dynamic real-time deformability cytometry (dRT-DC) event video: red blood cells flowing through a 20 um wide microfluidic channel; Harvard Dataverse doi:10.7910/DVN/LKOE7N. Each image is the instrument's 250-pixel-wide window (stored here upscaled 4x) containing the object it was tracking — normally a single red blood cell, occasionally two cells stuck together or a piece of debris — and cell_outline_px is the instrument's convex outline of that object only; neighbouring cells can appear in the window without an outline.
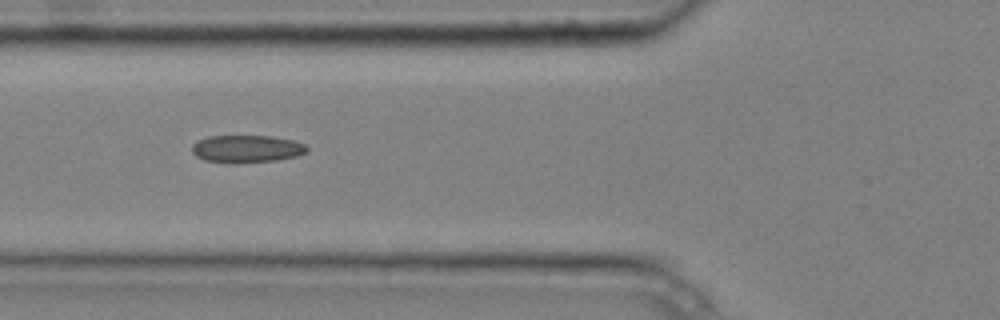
{"species": "common noctule bat (a hibernating species)", "species_latin": "Nyctalus noctula", "temperature_condition": "cold", "stored_images_in_passage": 8, "camera_frame_rate_fps": 3000, "um_per_image_px": 0.085, "animal": {"sex": "male", "body_mass_g": 20.4}, "frame": {"image": 1, "passage_image": 4, "time_ms": 1.0, "image_size_px": [1000, 320], "cell_outline_px": [[308, 152], [296, 156], [276, 160], [240, 164], [232, 164], [204, 160], [196, 156], [192, 152], [192, 144], [196, 140], [208, 136], [272, 136], [292, 140], [304, 144], [308, 148]], "centroid_in_image_um": [20.93, 12.66], "position_along_channel_um": 104.9, "area_um2": 18.73}}
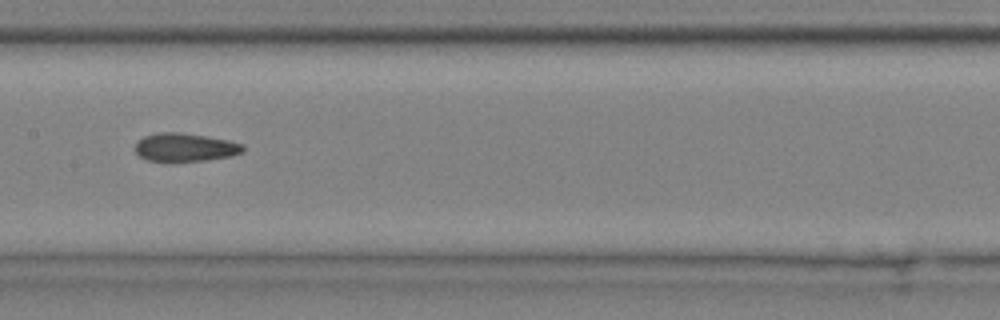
{"frame": {"image": 2, "passage_image": 6, "time_ms": 1.667, "image_size_px": [1000, 320], "cell_outline_px": [[244, 152], [228, 156], [204, 160], [148, 160], [140, 156], [136, 152], [136, 144], [144, 136], [160, 132], [180, 132], [208, 136], [228, 140], [244, 144]], "centroid_in_image_um": [15.77, 12.49], "position_along_channel_um": 191.6, "area_um2": 17.4}}
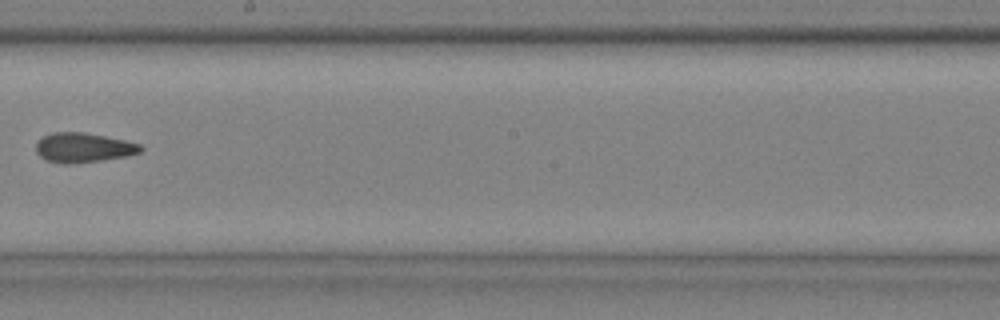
{"frame": {"image": 3, "passage_image": 7, "time_ms": 2.0, "image_size_px": [1000, 320], "cell_outline_px": [[144, 148], [140, 152], [128, 156], [76, 164], [60, 164], [44, 160], [36, 152], [36, 144], [44, 136], [52, 132], [84, 132], [124, 140], [140, 144]], "centroid_in_image_um": [7.07, 12.57], "position_along_channel_um": 241.1, "area_um2": 18.21}}